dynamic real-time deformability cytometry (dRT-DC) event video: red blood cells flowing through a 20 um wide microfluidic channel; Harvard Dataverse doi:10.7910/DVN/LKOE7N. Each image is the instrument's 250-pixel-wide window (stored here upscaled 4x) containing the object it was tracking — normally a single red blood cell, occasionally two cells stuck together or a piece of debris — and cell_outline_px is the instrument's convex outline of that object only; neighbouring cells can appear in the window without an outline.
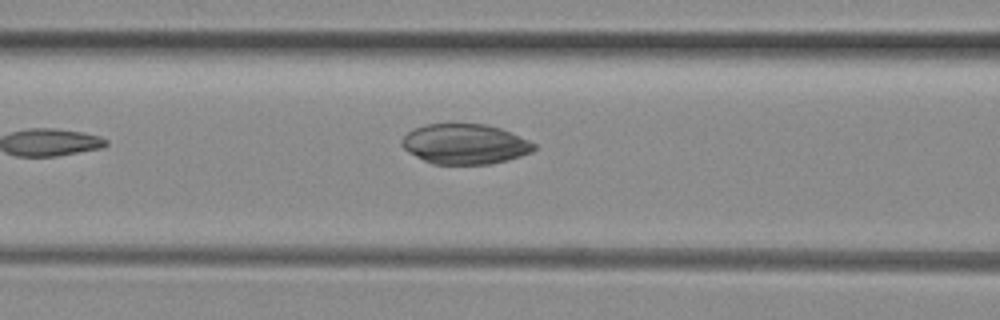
{"species": "common noctule bat (a hibernating species)", "species_latin": "Nyctalus noctula", "temperature_condition": "room temperature", "stored_images_in_passage": 6, "camera_frame_rate_fps": 3000, "um_per_image_px": 0.085, "animal": {"sex": "female", "body_mass_g": 29.2, "forearm_length_mm": 56.3}, "frame": {"image": 1, "passage_image": 6, "time_ms": 1.667, "image_size_px": [1000, 320], "cell_outline_px": [[536, 148], [532, 152], [508, 160], [492, 164], [432, 164], [408, 152], [400, 144], [400, 140], [412, 128], [424, 124], [484, 124], [500, 128], [512, 132], [536, 144]], "centroid_in_image_um": [39.51, 12.24], "position_along_channel_um": 127.1, "area_um2": 31.1}}